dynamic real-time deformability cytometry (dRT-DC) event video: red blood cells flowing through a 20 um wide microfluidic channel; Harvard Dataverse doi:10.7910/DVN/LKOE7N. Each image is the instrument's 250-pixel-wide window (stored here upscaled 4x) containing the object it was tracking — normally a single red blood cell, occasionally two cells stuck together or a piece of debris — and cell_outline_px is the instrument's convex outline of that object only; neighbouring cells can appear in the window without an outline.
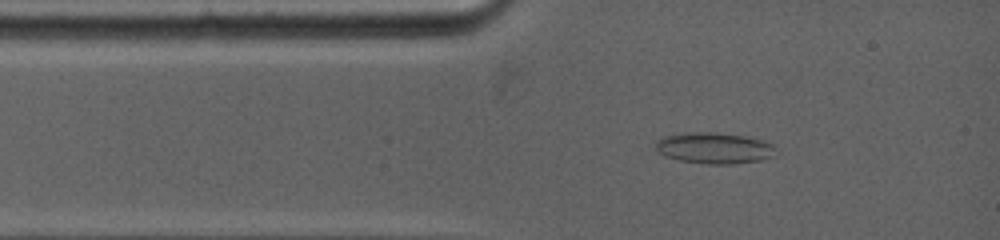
{"species": "common noctule bat (a hibernating species)", "species_latin": "Nyctalus noctula", "temperature_condition": "warm", "stored_images_in_passage": 80, "camera_frame_rate_fps": 5000, "um_per_image_px": 0.085, "animal": {"sex": "female", "body_mass_g": 19.0, "forearm_length_mm": 53.3}, "frame": {"image": 1, "passage_image": 7, "time_ms": 1.2, "image_size_px": [1000, 240], "cell_outline_px": [[780, 152], [776, 156], [760, 160], [732, 164], [708, 164], [680, 160], [664, 156], [656, 148], [656, 144], [664, 136], [740, 136], [760, 140], [776, 144]], "centroid_in_image_um": [60.89, 12.68], "position_along_channel_um": 24.1, "area_um2": 20.35}}
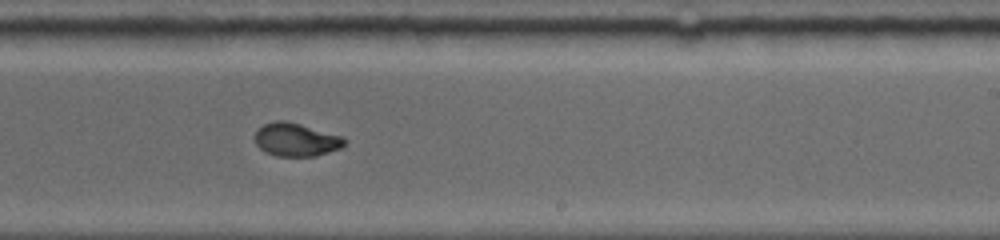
{"frame": {"image": 2, "passage_image": 41, "time_ms": 7.6, "image_size_px": [1000, 240], "cell_outline_px": [[348, 140], [340, 148], [316, 156], [276, 156], [264, 152], [256, 144], [256, 132], [264, 124], [276, 120], [284, 120], [300, 124], [340, 136]], "centroid_in_image_um": [25.15, 11.88], "position_along_channel_um": 263.9, "area_um2": 17.11}}
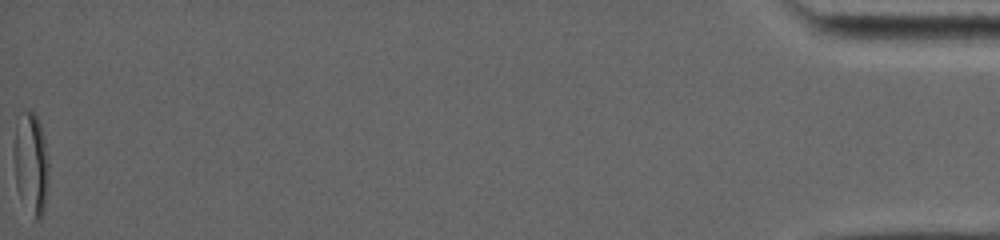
{"frame": {"image": 3, "passage_image": 80, "time_ms": 16.2, "image_size_px": [1000, 240], "cell_outline_px": [[48, 188], [44, 212], [40, 220], [36, 220], [20, 200], [16, 184], [16, 128], [28, 112], [32, 112], [36, 116], [40, 124], [44, 136], [48, 160]], "centroid_in_image_um": [2.7, 14.07], "position_along_channel_um": 432.5, "area_um2": 19.77}}